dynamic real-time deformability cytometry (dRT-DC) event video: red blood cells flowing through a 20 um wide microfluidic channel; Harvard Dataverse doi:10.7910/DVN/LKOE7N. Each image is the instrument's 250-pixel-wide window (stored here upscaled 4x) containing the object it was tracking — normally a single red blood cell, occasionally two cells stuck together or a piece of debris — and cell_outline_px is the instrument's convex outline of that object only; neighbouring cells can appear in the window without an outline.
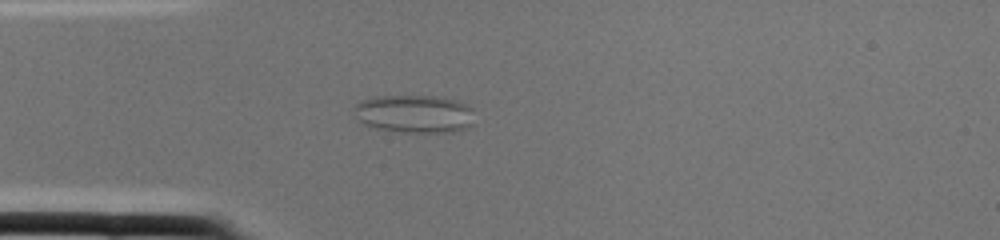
{"species": "common noctule bat (a hibernating species)", "species_latin": "Nyctalus noctula", "temperature_condition": "cold", "stored_images_in_passage": 1, "camera_frame_rate_fps": 3000, "um_per_image_px": 0.085, "animal": {"sex": "female", "body_mass_g": 22.0, "forearm_length_mm": 56.7}, "frame": {"image": 1, "passage_image": 1, "time_ms": 0.0, "image_size_px": [1000, 240], "cell_outline_px": [[476, 124], [468, 128], [452, 132], [396, 132], [372, 128], [364, 124], [356, 116], [352, 108], [360, 100], [376, 96], [436, 96], [460, 100], [468, 104], [472, 108]], "centroid_in_image_um": [35.27, 9.68], "position_along_channel_um": 49.7, "area_um2": 27.46}}